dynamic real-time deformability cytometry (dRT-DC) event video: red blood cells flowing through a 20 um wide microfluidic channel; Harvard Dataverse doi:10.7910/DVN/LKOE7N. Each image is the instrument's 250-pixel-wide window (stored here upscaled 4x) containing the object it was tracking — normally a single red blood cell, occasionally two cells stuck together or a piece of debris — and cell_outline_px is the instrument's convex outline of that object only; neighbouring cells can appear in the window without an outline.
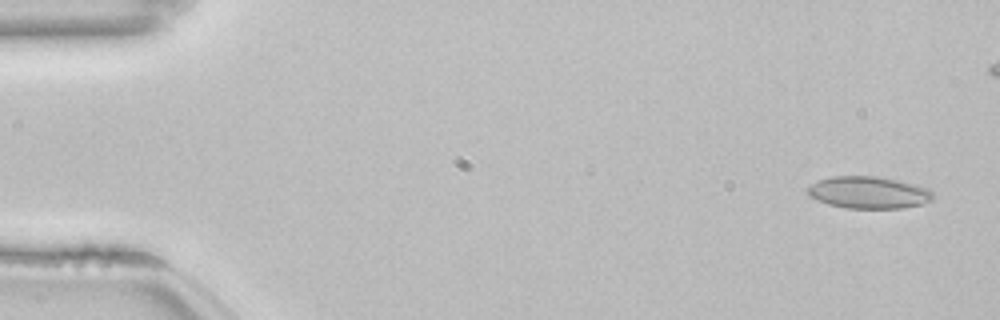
{"species": "common noctule bat (a hibernating species)", "species_latin": "Nyctalus noctula", "temperature_condition": "room temperature", "stored_images_in_passage": 49, "camera_frame_rate_fps": 3000, "um_per_image_px": 0.085, "animal": {"sex": "female", "body_mass_g": 22.7, "forearm_length_mm": 54.2}, "frame": {"image": 1, "passage_image": 3, "time_ms": 0.667, "image_size_px": [1000, 320], "cell_outline_px": [[932, 200], [920, 204], [900, 208], [848, 208], [828, 204], [808, 196], [808, 188], [812, 184], [820, 180], [832, 176], [880, 176], [900, 180], [916, 184], [928, 188], [932, 192]], "centroid_in_image_um": [73.84, 16.35], "position_along_channel_um": 11.2, "area_um2": 23.35}}
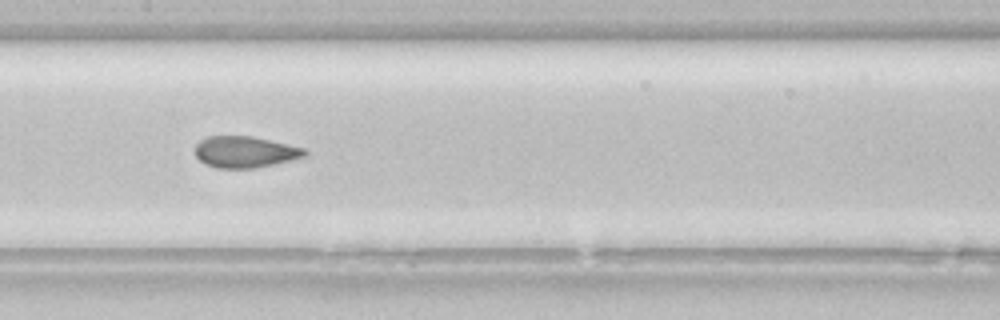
{"frame": {"image": 2, "passage_image": 27, "time_ms": 8.667, "image_size_px": [1000, 320], "cell_outline_px": [[308, 156], [256, 168], [216, 168], [204, 164], [196, 156], [196, 144], [200, 140], [208, 136], [252, 136], [304, 148], [308, 152]], "centroid_in_image_um": [20.83, 12.92], "position_along_channel_um": 186.6, "area_um2": 20.06}}
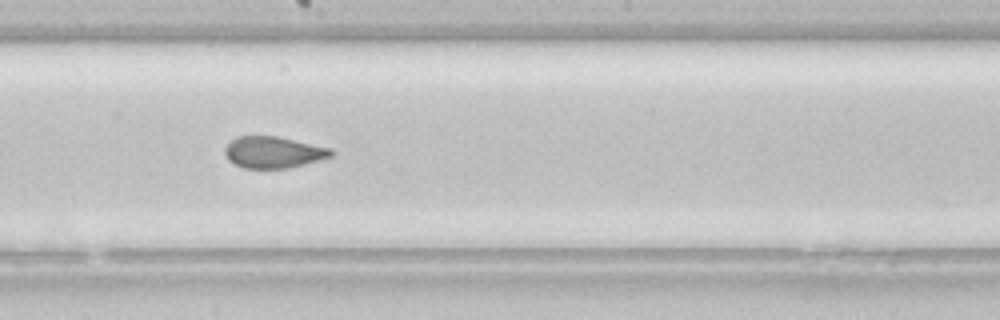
{"frame": {"image": 3, "passage_image": 30, "time_ms": 9.667, "image_size_px": [1000, 320], "cell_outline_px": [[336, 152], [332, 156], [304, 164], [288, 168], [244, 168], [228, 160], [224, 152], [224, 148], [236, 136], [276, 136], [332, 148]], "centroid_in_image_um": [23.25, 12.94], "position_along_channel_um": 225.0, "area_um2": 19.48}}